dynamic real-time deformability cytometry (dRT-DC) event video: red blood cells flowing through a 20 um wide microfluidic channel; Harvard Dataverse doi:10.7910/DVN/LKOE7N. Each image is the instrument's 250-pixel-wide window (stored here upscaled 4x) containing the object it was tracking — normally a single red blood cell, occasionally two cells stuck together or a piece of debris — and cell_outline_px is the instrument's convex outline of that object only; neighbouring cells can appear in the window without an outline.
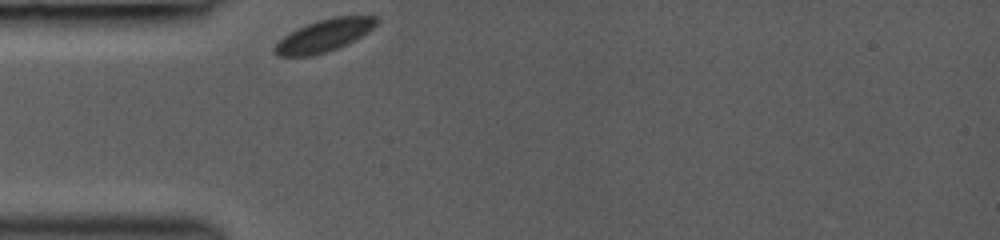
{"species": "common noctule bat (a hibernating species)", "species_latin": "Nyctalus noctula", "temperature_condition": "room temperature", "stored_images_in_passage": 28, "camera_frame_rate_fps": 3000, "um_per_image_px": 0.085, "animal": {"sex": "female", "body_mass_g": 19.0, "forearm_length_mm": 53.3}, "frame": {"image": 1, "passage_image": 1, "time_ms": 0.0, "image_size_px": [1000, 240], "cell_outline_px": [[380, 20], [368, 32], [356, 40], [336, 48], [312, 56], [276, 56], [272, 52], [272, 48], [284, 36], [296, 28], [316, 20], [336, 16], [376, 16]], "centroid_in_image_um": [27.53, 3.01], "position_along_channel_um": 57.5, "area_um2": 19.25}}
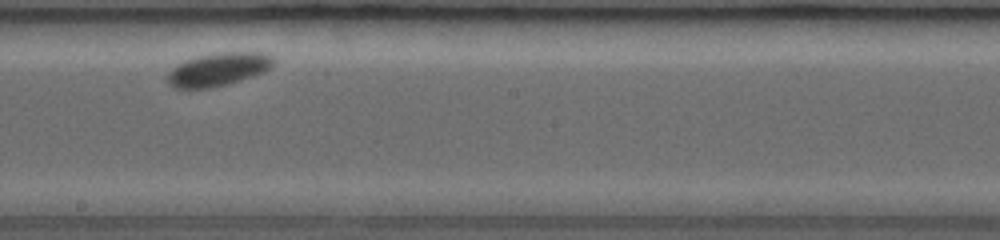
{"frame": {"image": 2, "passage_image": 15, "time_ms": 4.667, "image_size_px": [1000, 240], "cell_outline_px": [[276, 64], [272, 68], [264, 72], [228, 84], [212, 88], [176, 88], [168, 84], [164, 76], [172, 68], [188, 60], [200, 56], [220, 52], [260, 52], [272, 56], [276, 60]], "centroid_in_image_um": [18.59, 5.9], "position_along_channel_um": 229.6, "area_um2": 20.58}}
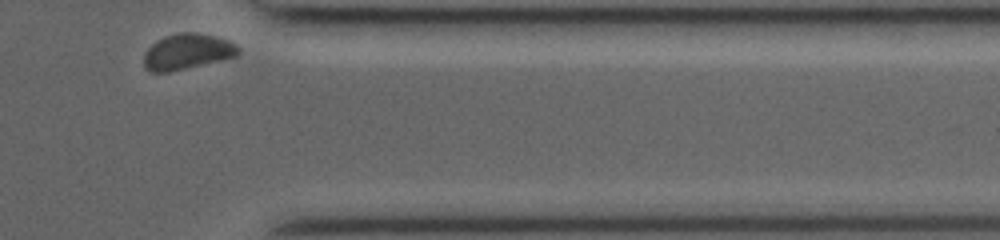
{"frame": {"image": 3, "passage_image": 28, "time_ms": 9.0, "image_size_px": [1000, 240], "cell_outline_px": [[240, 52], [236, 56], [220, 60], [168, 72], [152, 72], [144, 64], [144, 52], [152, 44], [164, 36], [180, 32], [192, 32], [216, 36], [228, 40], [236, 44], [240, 48]], "centroid_in_image_um": [15.93, 4.37], "position_along_channel_um": 395.5, "area_um2": 19.42}, "authors_computed_cell_mechanics": {"area_um2": 19.6809, "velocity_mm_per_s": 3.8042, "shape_relaxation_time_tau1_ms": 1.1391, "shape_relaxation_time_tau2_ms": null, "deformation_change_tau1": 0.0142, "deformation_change_tau2": null}}